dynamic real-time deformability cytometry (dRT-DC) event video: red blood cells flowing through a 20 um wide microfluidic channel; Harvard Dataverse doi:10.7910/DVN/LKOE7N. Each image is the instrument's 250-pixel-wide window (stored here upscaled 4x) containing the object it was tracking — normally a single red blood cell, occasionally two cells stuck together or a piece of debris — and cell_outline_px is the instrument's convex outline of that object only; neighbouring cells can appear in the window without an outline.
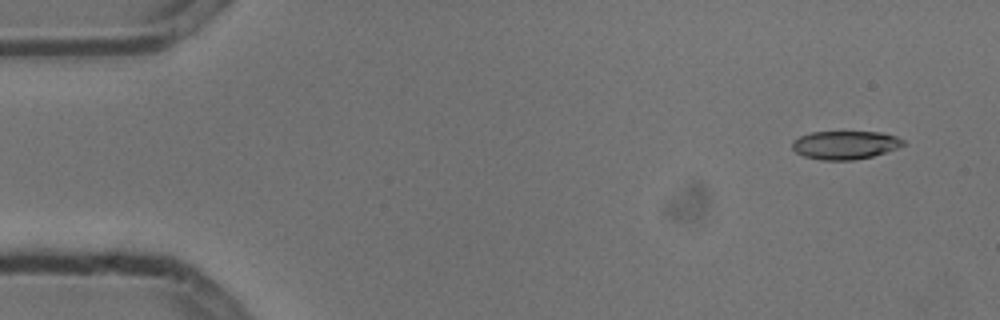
{"species": "common noctule bat (a hibernating species)", "species_latin": "Nyctalus noctula", "temperature_condition": "cold", "stored_images_in_passage": 6, "camera_frame_rate_fps": 3000, "um_per_image_px": 0.085, "animal": {"sex": "male", "body_mass_g": 13.3}, "frame": {"image": 1, "passage_image": 1, "time_ms": 0.0, "image_size_px": [1000, 320], "cell_outline_px": [[904, 144], [896, 148], [872, 156], [852, 160], [820, 160], [804, 156], [796, 152], [792, 148], [792, 140], [800, 136], [812, 132], [880, 132], [896, 136], [904, 140]], "centroid_in_image_um": [71.8, 12.32], "position_along_channel_um": 13.2, "area_um2": 18.21}}
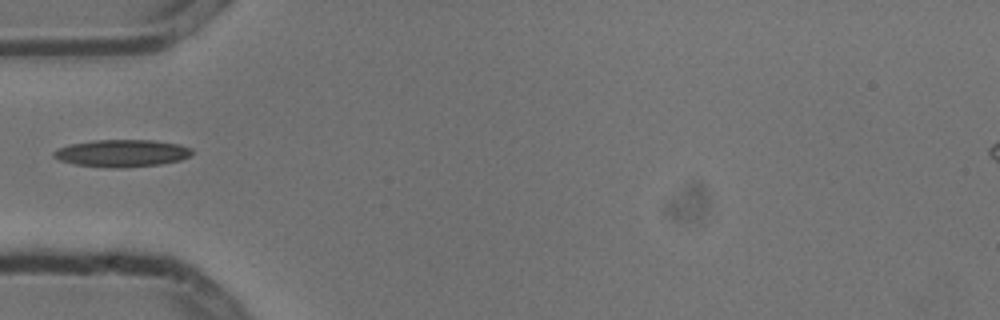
{"frame": {"image": 2, "passage_image": 5, "time_ms": 1.333, "image_size_px": [1000, 320], "cell_outline_px": [[192, 156], [180, 160], [160, 164], [116, 168], [112, 168], [72, 164], [60, 160], [52, 156], [52, 152], [56, 148], [68, 144], [92, 140], [152, 140], [180, 144], [192, 148]], "centroid_in_image_um": [10.33, 13.01], "position_along_channel_um": 74.7, "area_um2": 22.2}}
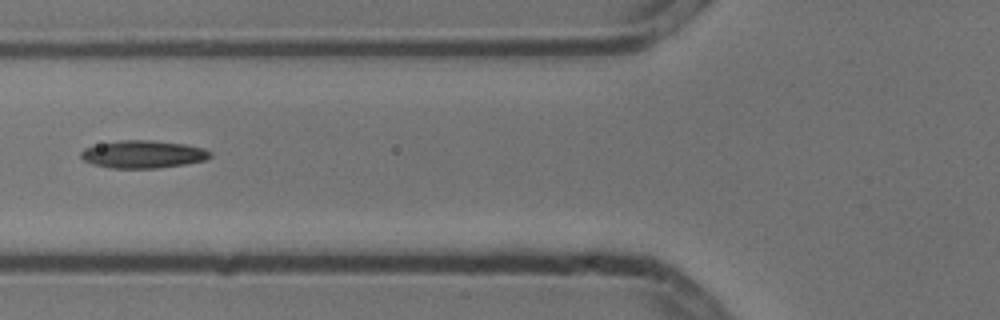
{"frame": {"image": 3, "passage_image": 6, "time_ms": 1.667, "image_size_px": [1000, 320], "cell_outline_px": [[212, 156], [204, 160], [184, 164], [156, 168], [112, 168], [92, 164], [84, 160], [80, 156], [80, 152], [84, 148], [100, 144], [120, 140], [152, 140], [184, 144], [204, 148], [212, 152]], "centroid_in_image_um": [12.16, 13.11], "position_along_channel_um": 113.6, "area_um2": 20.75}}